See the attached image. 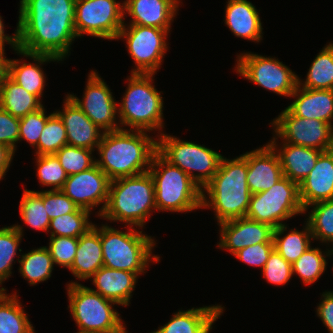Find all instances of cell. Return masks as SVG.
Masks as SVG:
<instances>
[{"instance_id": "6da1fadb", "label": "cell", "mask_w": 333, "mask_h": 333, "mask_svg": "<svg viewBox=\"0 0 333 333\" xmlns=\"http://www.w3.org/2000/svg\"><path fill=\"white\" fill-rule=\"evenodd\" d=\"M76 0H20L17 35L19 49L48 54L61 61L70 55L75 30Z\"/></svg>"}, {"instance_id": "7a4b0ae2", "label": "cell", "mask_w": 333, "mask_h": 333, "mask_svg": "<svg viewBox=\"0 0 333 333\" xmlns=\"http://www.w3.org/2000/svg\"><path fill=\"white\" fill-rule=\"evenodd\" d=\"M96 150V165L112 181L148 172L157 139L147 131L120 129L104 132Z\"/></svg>"}, {"instance_id": "3957f363", "label": "cell", "mask_w": 333, "mask_h": 333, "mask_svg": "<svg viewBox=\"0 0 333 333\" xmlns=\"http://www.w3.org/2000/svg\"><path fill=\"white\" fill-rule=\"evenodd\" d=\"M247 172V152L231 160L222 156L217 173L202 189V208L214 210L217 224L246 217L252 195Z\"/></svg>"}, {"instance_id": "277c9868", "label": "cell", "mask_w": 333, "mask_h": 333, "mask_svg": "<svg viewBox=\"0 0 333 333\" xmlns=\"http://www.w3.org/2000/svg\"><path fill=\"white\" fill-rule=\"evenodd\" d=\"M156 210L154 182L146 172L112 180L106 206L99 217L142 229Z\"/></svg>"}, {"instance_id": "5b68a950", "label": "cell", "mask_w": 333, "mask_h": 333, "mask_svg": "<svg viewBox=\"0 0 333 333\" xmlns=\"http://www.w3.org/2000/svg\"><path fill=\"white\" fill-rule=\"evenodd\" d=\"M154 75L131 73L126 79L128 87L121 102L117 103L121 129L129 126V130L164 133V101L162 92L153 85Z\"/></svg>"}, {"instance_id": "8992f818", "label": "cell", "mask_w": 333, "mask_h": 333, "mask_svg": "<svg viewBox=\"0 0 333 333\" xmlns=\"http://www.w3.org/2000/svg\"><path fill=\"white\" fill-rule=\"evenodd\" d=\"M125 228L127 232L107 224L100 226L103 266L129 271L139 276L146 273L149 263L160 261V256L152 254L156 241L152 236L139 231L140 228Z\"/></svg>"}, {"instance_id": "52a82bcc", "label": "cell", "mask_w": 333, "mask_h": 333, "mask_svg": "<svg viewBox=\"0 0 333 333\" xmlns=\"http://www.w3.org/2000/svg\"><path fill=\"white\" fill-rule=\"evenodd\" d=\"M155 190L157 211L191 212L202 209V190L179 167L170 164L158 152L148 170Z\"/></svg>"}, {"instance_id": "ba28073f", "label": "cell", "mask_w": 333, "mask_h": 333, "mask_svg": "<svg viewBox=\"0 0 333 333\" xmlns=\"http://www.w3.org/2000/svg\"><path fill=\"white\" fill-rule=\"evenodd\" d=\"M68 309L79 333H123L126 327L116 311L115 302L78 282L66 286ZM114 306V307H113Z\"/></svg>"}, {"instance_id": "9c48e42d", "label": "cell", "mask_w": 333, "mask_h": 333, "mask_svg": "<svg viewBox=\"0 0 333 333\" xmlns=\"http://www.w3.org/2000/svg\"><path fill=\"white\" fill-rule=\"evenodd\" d=\"M157 137V152L184 171L201 190L217 173L222 158L219 152L166 133Z\"/></svg>"}, {"instance_id": "30bf717a", "label": "cell", "mask_w": 333, "mask_h": 333, "mask_svg": "<svg viewBox=\"0 0 333 333\" xmlns=\"http://www.w3.org/2000/svg\"><path fill=\"white\" fill-rule=\"evenodd\" d=\"M304 214L299 184L283 176L270 189L251 195L246 218L269 224L274 229L285 220Z\"/></svg>"}, {"instance_id": "8fae6325", "label": "cell", "mask_w": 333, "mask_h": 333, "mask_svg": "<svg viewBox=\"0 0 333 333\" xmlns=\"http://www.w3.org/2000/svg\"><path fill=\"white\" fill-rule=\"evenodd\" d=\"M170 30L124 23L116 40L125 39L135 68L130 73L156 74L168 50Z\"/></svg>"}, {"instance_id": "7c38bea8", "label": "cell", "mask_w": 333, "mask_h": 333, "mask_svg": "<svg viewBox=\"0 0 333 333\" xmlns=\"http://www.w3.org/2000/svg\"><path fill=\"white\" fill-rule=\"evenodd\" d=\"M236 58L235 71L270 92L290 97L298 85V75L275 57L244 52Z\"/></svg>"}, {"instance_id": "4fadbf2b", "label": "cell", "mask_w": 333, "mask_h": 333, "mask_svg": "<svg viewBox=\"0 0 333 333\" xmlns=\"http://www.w3.org/2000/svg\"><path fill=\"white\" fill-rule=\"evenodd\" d=\"M124 3L116 0H76L75 30L83 35L116 40L125 23Z\"/></svg>"}, {"instance_id": "5bb4252c", "label": "cell", "mask_w": 333, "mask_h": 333, "mask_svg": "<svg viewBox=\"0 0 333 333\" xmlns=\"http://www.w3.org/2000/svg\"><path fill=\"white\" fill-rule=\"evenodd\" d=\"M270 124L274 136L284 143L319 149L323 152L333 149V126L318 119L295 116L287 107Z\"/></svg>"}, {"instance_id": "9a60e30c", "label": "cell", "mask_w": 333, "mask_h": 333, "mask_svg": "<svg viewBox=\"0 0 333 333\" xmlns=\"http://www.w3.org/2000/svg\"><path fill=\"white\" fill-rule=\"evenodd\" d=\"M88 74L87 84L82 99L76 94H67L88 118L103 132L120 130L118 106L110 88L96 72ZM117 115V116H116ZM117 117V118H116Z\"/></svg>"}, {"instance_id": "2e32d148", "label": "cell", "mask_w": 333, "mask_h": 333, "mask_svg": "<svg viewBox=\"0 0 333 333\" xmlns=\"http://www.w3.org/2000/svg\"><path fill=\"white\" fill-rule=\"evenodd\" d=\"M110 182L109 177L95 164L88 170L68 175L61 190L80 208L91 211L102 204L97 214L99 217L108 200Z\"/></svg>"}, {"instance_id": "e0dca14e", "label": "cell", "mask_w": 333, "mask_h": 333, "mask_svg": "<svg viewBox=\"0 0 333 333\" xmlns=\"http://www.w3.org/2000/svg\"><path fill=\"white\" fill-rule=\"evenodd\" d=\"M219 225V249H225L232 255L258 243H267L273 238L274 228L269 224L250 220L246 217L221 222Z\"/></svg>"}, {"instance_id": "ac0fdd59", "label": "cell", "mask_w": 333, "mask_h": 333, "mask_svg": "<svg viewBox=\"0 0 333 333\" xmlns=\"http://www.w3.org/2000/svg\"><path fill=\"white\" fill-rule=\"evenodd\" d=\"M63 102V109L54 112L60 117L65 126L67 145L95 151L104 132L88 118L68 95L65 96Z\"/></svg>"}, {"instance_id": "d6986e66", "label": "cell", "mask_w": 333, "mask_h": 333, "mask_svg": "<svg viewBox=\"0 0 333 333\" xmlns=\"http://www.w3.org/2000/svg\"><path fill=\"white\" fill-rule=\"evenodd\" d=\"M247 171L251 194L270 189L284 176L279 156L269 143L247 151Z\"/></svg>"}, {"instance_id": "ffe728a7", "label": "cell", "mask_w": 333, "mask_h": 333, "mask_svg": "<svg viewBox=\"0 0 333 333\" xmlns=\"http://www.w3.org/2000/svg\"><path fill=\"white\" fill-rule=\"evenodd\" d=\"M124 15L130 24L170 30L179 10L180 0H124Z\"/></svg>"}, {"instance_id": "44dd1931", "label": "cell", "mask_w": 333, "mask_h": 333, "mask_svg": "<svg viewBox=\"0 0 333 333\" xmlns=\"http://www.w3.org/2000/svg\"><path fill=\"white\" fill-rule=\"evenodd\" d=\"M15 53L22 55L23 58L28 57L33 62L26 63L22 59H8L7 75L27 92L36 95L42 101L41 98L43 97V90L46 85V75L41 65L61 60L48 54H31L20 49H17Z\"/></svg>"}, {"instance_id": "7402d4cb", "label": "cell", "mask_w": 333, "mask_h": 333, "mask_svg": "<svg viewBox=\"0 0 333 333\" xmlns=\"http://www.w3.org/2000/svg\"><path fill=\"white\" fill-rule=\"evenodd\" d=\"M299 194L304 210L333 198V149L319 155L313 170L299 184Z\"/></svg>"}, {"instance_id": "603a6c76", "label": "cell", "mask_w": 333, "mask_h": 333, "mask_svg": "<svg viewBox=\"0 0 333 333\" xmlns=\"http://www.w3.org/2000/svg\"><path fill=\"white\" fill-rule=\"evenodd\" d=\"M137 277L139 278L136 273L102 266L90 277L92 284L97 289H90L105 299L115 302L116 306L125 307L130 304Z\"/></svg>"}, {"instance_id": "cb8c5ba5", "label": "cell", "mask_w": 333, "mask_h": 333, "mask_svg": "<svg viewBox=\"0 0 333 333\" xmlns=\"http://www.w3.org/2000/svg\"><path fill=\"white\" fill-rule=\"evenodd\" d=\"M287 107L295 116L318 119L333 126V89H306L297 85Z\"/></svg>"}, {"instance_id": "d4e9b609", "label": "cell", "mask_w": 333, "mask_h": 333, "mask_svg": "<svg viewBox=\"0 0 333 333\" xmlns=\"http://www.w3.org/2000/svg\"><path fill=\"white\" fill-rule=\"evenodd\" d=\"M223 311L221 305L179 310L168 323L151 333H209Z\"/></svg>"}, {"instance_id": "484cf974", "label": "cell", "mask_w": 333, "mask_h": 333, "mask_svg": "<svg viewBox=\"0 0 333 333\" xmlns=\"http://www.w3.org/2000/svg\"><path fill=\"white\" fill-rule=\"evenodd\" d=\"M224 24L236 37L247 41L260 42L263 28L259 11L248 0H227Z\"/></svg>"}, {"instance_id": "4316f807", "label": "cell", "mask_w": 333, "mask_h": 333, "mask_svg": "<svg viewBox=\"0 0 333 333\" xmlns=\"http://www.w3.org/2000/svg\"><path fill=\"white\" fill-rule=\"evenodd\" d=\"M268 143L279 156L284 176L298 184L313 170L319 155L323 152L319 149L284 143L283 141L282 145H278L276 140H270Z\"/></svg>"}, {"instance_id": "83f0119b", "label": "cell", "mask_w": 333, "mask_h": 333, "mask_svg": "<svg viewBox=\"0 0 333 333\" xmlns=\"http://www.w3.org/2000/svg\"><path fill=\"white\" fill-rule=\"evenodd\" d=\"M103 266L100 227L96 224L78 238V248L69 271L79 280L89 279Z\"/></svg>"}, {"instance_id": "f1b7e54d", "label": "cell", "mask_w": 333, "mask_h": 333, "mask_svg": "<svg viewBox=\"0 0 333 333\" xmlns=\"http://www.w3.org/2000/svg\"><path fill=\"white\" fill-rule=\"evenodd\" d=\"M0 107L14 117L22 118L42 108L43 104L36 95L6 75L0 84Z\"/></svg>"}, {"instance_id": "f546056e", "label": "cell", "mask_w": 333, "mask_h": 333, "mask_svg": "<svg viewBox=\"0 0 333 333\" xmlns=\"http://www.w3.org/2000/svg\"><path fill=\"white\" fill-rule=\"evenodd\" d=\"M287 228V224H285L274 229V249L286 261L293 264L310 247L313 236L307 222L303 226L302 231L296 228L288 231ZM286 231L289 233L284 234ZM282 235L285 236L282 237Z\"/></svg>"}, {"instance_id": "4dcf8cb0", "label": "cell", "mask_w": 333, "mask_h": 333, "mask_svg": "<svg viewBox=\"0 0 333 333\" xmlns=\"http://www.w3.org/2000/svg\"><path fill=\"white\" fill-rule=\"evenodd\" d=\"M16 293L8 295L6 291H0V333H30L34 330Z\"/></svg>"}, {"instance_id": "1f68e13d", "label": "cell", "mask_w": 333, "mask_h": 333, "mask_svg": "<svg viewBox=\"0 0 333 333\" xmlns=\"http://www.w3.org/2000/svg\"><path fill=\"white\" fill-rule=\"evenodd\" d=\"M17 258L21 276L28 281L29 285H36L51 277L54 262L46 246L33 249Z\"/></svg>"}, {"instance_id": "d6a6232c", "label": "cell", "mask_w": 333, "mask_h": 333, "mask_svg": "<svg viewBox=\"0 0 333 333\" xmlns=\"http://www.w3.org/2000/svg\"><path fill=\"white\" fill-rule=\"evenodd\" d=\"M308 70L305 81L298 78L300 87L306 89H333V43L329 42L323 47Z\"/></svg>"}, {"instance_id": "836d02e7", "label": "cell", "mask_w": 333, "mask_h": 333, "mask_svg": "<svg viewBox=\"0 0 333 333\" xmlns=\"http://www.w3.org/2000/svg\"><path fill=\"white\" fill-rule=\"evenodd\" d=\"M310 208L312 209L308 212ZM306 212L309 215L305 222L310 226L313 241L318 240L320 243L333 246V198L306 207L305 216Z\"/></svg>"}, {"instance_id": "e575fe53", "label": "cell", "mask_w": 333, "mask_h": 333, "mask_svg": "<svg viewBox=\"0 0 333 333\" xmlns=\"http://www.w3.org/2000/svg\"><path fill=\"white\" fill-rule=\"evenodd\" d=\"M19 213L25 225L48 234L50 218L43 205V191L25 189L19 204Z\"/></svg>"}, {"instance_id": "d590c367", "label": "cell", "mask_w": 333, "mask_h": 333, "mask_svg": "<svg viewBox=\"0 0 333 333\" xmlns=\"http://www.w3.org/2000/svg\"><path fill=\"white\" fill-rule=\"evenodd\" d=\"M23 226L14 224L0 228V287L4 281L10 278L14 258L21 254L19 245L23 239Z\"/></svg>"}, {"instance_id": "8d00e7d4", "label": "cell", "mask_w": 333, "mask_h": 333, "mask_svg": "<svg viewBox=\"0 0 333 333\" xmlns=\"http://www.w3.org/2000/svg\"><path fill=\"white\" fill-rule=\"evenodd\" d=\"M322 251L310 246L293 264V274H297L305 285L315 283L326 270L329 249Z\"/></svg>"}, {"instance_id": "74e56055", "label": "cell", "mask_w": 333, "mask_h": 333, "mask_svg": "<svg viewBox=\"0 0 333 333\" xmlns=\"http://www.w3.org/2000/svg\"><path fill=\"white\" fill-rule=\"evenodd\" d=\"M92 211L78 208L75 212L63 214L50 220L48 233L50 236H67L79 238L93 226L89 218Z\"/></svg>"}, {"instance_id": "f35d334b", "label": "cell", "mask_w": 333, "mask_h": 333, "mask_svg": "<svg viewBox=\"0 0 333 333\" xmlns=\"http://www.w3.org/2000/svg\"><path fill=\"white\" fill-rule=\"evenodd\" d=\"M67 145L65 126L60 117L53 112L47 119L37 144V155L55 154Z\"/></svg>"}, {"instance_id": "ab89813d", "label": "cell", "mask_w": 333, "mask_h": 333, "mask_svg": "<svg viewBox=\"0 0 333 333\" xmlns=\"http://www.w3.org/2000/svg\"><path fill=\"white\" fill-rule=\"evenodd\" d=\"M93 152L87 148L65 145L55 155L66 174L74 175L88 170L96 164Z\"/></svg>"}, {"instance_id": "60d3db41", "label": "cell", "mask_w": 333, "mask_h": 333, "mask_svg": "<svg viewBox=\"0 0 333 333\" xmlns=\"http://www.w3.org/2000/svg\"><path fill=\"white\" fill-rule=\"evenodd\" d=\"M37 179L43 187L49 190H61L67 180V174L55 154L35 155ZM52 186V188H51Z\"/></svg>"}, {"instance_id": "b9f144b4", "label": "cell", "mask_w": 333, "mask_h": 333, "mask_svg": "<svg viewBox=\"0 0 333 333\" xmlns=\"http://www.w3.org/2000/svg\"><path fill=\"white\" fill-rule=\"evenodd\" d=\"M44 106L39 110L26 115L25 117L19 118L20 130H19V142L25 140L35 148L34 155H37V144L39 138L43 132V128L47 122V119L53 114L46 115Z\"/></svg>"}, {"instance_id": "7bdbcfd3", "label": "cell", "mask_w": 333, "mask_h": 333, "mask_svg": "<svg viewBox=\"0 0 333 333\" xmlns=\"http://www.w3.org/2000/svg\"><path fill=\"white\" fill-rule=\"evenodd\" d=\"M54 265L69 269L74 261L78 248V238L67 236H50L49 246H46Z\"/></svg>"}, {"instance_id": "ee69618b", "label": "cell", "mask_w": 333, "mask_h": 333, "mask_svg": "<svg viewBox=\"0 0 333 333\" xmlns=\"http://www.w3.org/2000/svg\"><path fill=\"white\" fill-rule=\"evenodd\" d=\"M262 275L268 283L285 285L293 276L292 264L286 261L275 249L263 267Z\"/></svg>"}, {"instance_id": "f6af8a7d", "label": "cell", "mask_w": 333, "mask_h": 333, "mask_svg": "<svg viewBox=\"0 0 333 333\" xmlns=\"http://www.w3.org/2000/svg\"><path fill=\"white\" fill-rule=\"evenodd\" d=\"M43 205L51 219L75 212L79 207L62 190H44Z\"/></svg>"}, {"instance_id": "bcb514c9", "label": "cell", "mask_w": 333, "mask_h": 333, "mask_svg": "<svg viewBox=\"0 0 333 333\" xmlns=\"http://www.w3.org/2000/svg\"><path fill=\"white\" fill-rule=\"evenodd\" d=\"M274 250L273 238L267 243H258L252 246H247L236 252L233 256L240 261L249 264L250 266L261 267L265 266L269 255Z\"/></svg>"}, {"instance_id": "7dc6e473", "label": "cell", "mask_w": 333, "mask_h": 333, "mask_svg": "<svg viewBox=\"0 0 333 333\" xmlns=\"http://www.w3.org/2000/svg\"><path fill=\"white\" fill-rule=\"evenodd\" d=\"M20 120L0 107V143H3L15 152L19 141Z\"/></svg>"}, {"instance_id": "c3c4849f", "label": "cell", "mask_w": 333, "mask_h": 333, "mask_svg": "<svg viewBox=\"0 0 333 333\" xmlns=\"http://www.w3.org/2000/svg\"><path fill=\"white\" fill-rule=\"evenodd\" d=\"M316 314L321 319L329 333H333V291H325L321 295Z\"/></svg>"}, {"instance_id": "681fc988", "label": "cell", "mask_w": 333, "mask_h": 333, "mask_svg": "<svg viewBox=\"0 0 333 333\" xmlns=\"http://www.w3.org/2000/svg\"><path fill=\"white\" fill-rule=\"evenodd\" d=\"M15 155V151L9 146L0 143V181L5 177V173L10 167V164Z\"/></svg>"}, {"instance_id": "f907efd6", "label": "cell", "mask_w": 333, "mask_h": 333, "mask_svg": "<svg viewBox=\"0 0 333 333\" xmlns=\"http://www.w3.org/2000/svg\"><path fill=\"white\" fill-rule=\"evenodd\" d=\"M4 24L2 20V16H0V49L5 51V44L8 43L13 48L14 51L19 49L18 45V35H17V29H15V32L12 36H9L8 34H4Z\"/></svg>"}, {"instance_id": "816d5d0a", "label": "cell", "mask_w": 333, "mask_h": 333, "mask_svg": "<svg viewBox=\"0 0 333 333\" xmlns=\"http://www.w3.org/2000/svg\"><path fill=\"white\" fill-rule=\"evenodd\" d=\"M5 51L0 49V84L3 78L7 75V58L5 56Z\"/></svg>"}, {"instance_id": "f5cc1de1", "label": "cell", "mask_w": 333, "mask_h": 333, "mask_svg": "<svg viewBox=\"0 0 333 333\" xmlns=\"http://www.w3.org/2000/svg\"><path fill=\"white\" fill-rule=\"evenodd\" d=\"M332 248L329 250V253H328V257H331L333 255V246H331Z\"/></svg>"}]
</instances>
